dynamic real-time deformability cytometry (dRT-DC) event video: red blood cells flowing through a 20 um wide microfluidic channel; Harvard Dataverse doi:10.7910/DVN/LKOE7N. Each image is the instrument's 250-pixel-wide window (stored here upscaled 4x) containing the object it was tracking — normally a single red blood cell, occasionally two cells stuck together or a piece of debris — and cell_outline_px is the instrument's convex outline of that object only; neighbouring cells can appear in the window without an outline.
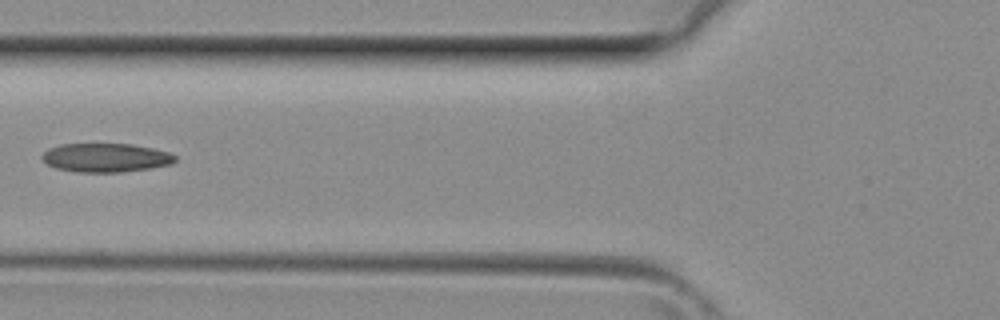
{"species": "common noctule bat (a hibernating species)", "species_latin": "Nyctalus noctula", "temperature_condition": "room temperature", "stored_images_in_passage": 5, "camera_frame_rate_fps": 3000, "um_per_image_px": 0.085, "animal": {"sex": "female", "body_mass_g": 29.2, "forearm_length_mm": 56.3}, "frame": {"image": 1, "passage_image": 5, "time_ms": 1.333, "image_size_px": [1000, 320], "cell_outline_px": [[176, 160], [172, 164], [152, 168], [120, 172], [80, 172], [56, 168], [48, 164], [40, 156], [48, 148], [60, 144], [132, 144], [152, 148], [168, 152], [176, 156]], "centroid_in_image_um": [9.0, 13.4], "position_along_channel_um": 116.8, "area_um2": 22.31}}